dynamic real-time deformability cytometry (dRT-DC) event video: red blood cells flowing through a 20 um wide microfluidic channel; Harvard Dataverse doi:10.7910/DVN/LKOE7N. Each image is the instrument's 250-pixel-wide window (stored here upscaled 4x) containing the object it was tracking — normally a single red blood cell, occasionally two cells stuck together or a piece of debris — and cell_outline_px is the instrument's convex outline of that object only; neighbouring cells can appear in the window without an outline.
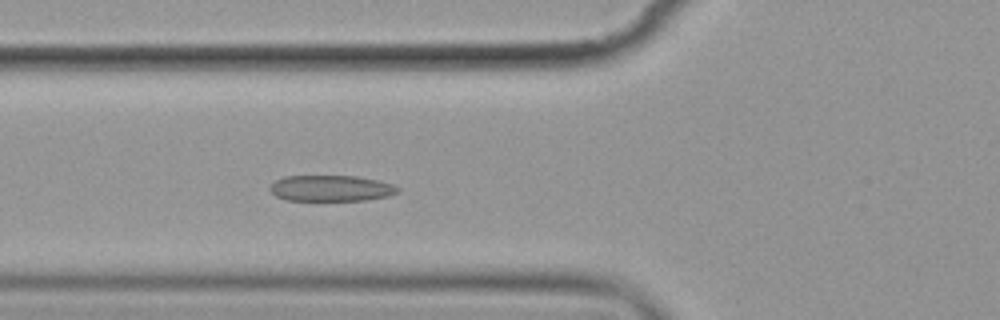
{"species": "common noctule bat (a hibernating species)", "species_latin": "Nyctalus noctula", "temperature_condition": "cold", "stored_images_in_passage": 5, "camera_frame_rate_fps": 3000, "um_per_image_px": 0.085, "animal": {"sex": "female", "body_mass_g": 19.9}, "frame": {"image": 1, "passage_image": 5, "time_ms": 5.333, "image_size_px": [1000, 320], "cell_outline_px": [[400, 192], [388, 196], [368, 200], [284, 200], [276, 196], [268, 188], [276, 180], [284, 176], [356, 176], [376, 180], [392, 184], [400, 188]], "centroid_in_image_um": [28.14, 16.0], "position_along_channel_um": 97.7, "area_um2": 19.36}}